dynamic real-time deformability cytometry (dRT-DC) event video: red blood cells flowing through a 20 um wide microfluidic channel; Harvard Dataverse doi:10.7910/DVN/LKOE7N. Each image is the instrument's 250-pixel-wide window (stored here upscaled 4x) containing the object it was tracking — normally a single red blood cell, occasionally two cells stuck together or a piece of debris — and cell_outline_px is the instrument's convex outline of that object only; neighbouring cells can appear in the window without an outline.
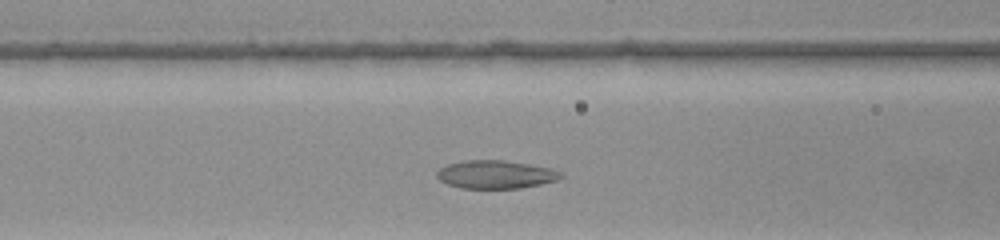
{"species": "common noctule bat (a hibernating species)", "species_latin": "Nyctalus noctula", "temperature_condition": "warm", "stored_images_in_passage": 34, "camera_frame_rate_fps": 3000, "um_per_image_px": 0.085, "animal": {"sex": "female", "body_mass_g": 22.0, "forearm_length_mm": 56.7}, "frame": {"image": 1, "passage_image": 14, "time_ms": 4.333, "image_size_px": [1000, 240], "cell_outline_px": [[564, 176], [556, 180], [540, 184], [520, 188], [460, 188], [448, 184], [440, 180], [436, 176], [436, 172], [440, 168], [448, 164], [464, 160], [504, 160], [528, 164], [548, 168], [560, 172]], "centroid_in_image_um": [42.09, 14.83], "position_along_channel_um": 124.5, "area_um2": 20.17}}
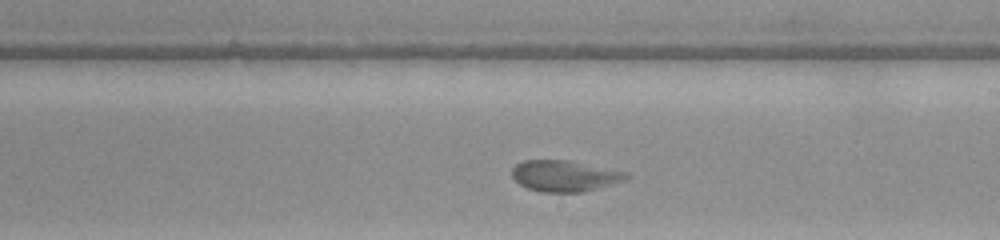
{"frame": {"image": 2, "passage_image": 23, "time_ms": 7.333, "image_size_px": [1000, 240], "cell_outline_px": [[632, 176], [624, 180], [612, 184], [584, 192], [540, 192], [528, 188], [520, 184], [512, 176], [512, 168], [516, 164], [524, 160], [568, 160], [628, 172]], "centroid_in_image_um": [48.01, 14.95], "position_along_channel_um": 241.0, "area_um2": 20.75}}
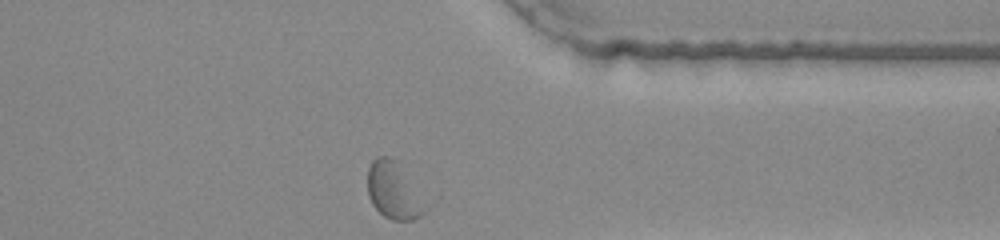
{"frame": {"image": 3, "passage_image": 34, "time_ms": 11.0, "image_size_px": [1000, 240], "cell_outline_px": [[428, 208], [420, 216], [412, 220], [392, 220], [384, 216], [372, 204], [368, 196], [368, 168], [372, 160], [376, 156], [388, 156], [396, 160]], "centroid_in_image_um": [33.42, 16.21], "position_along_channel_um": 378.0, "area_um2": 18.73}}